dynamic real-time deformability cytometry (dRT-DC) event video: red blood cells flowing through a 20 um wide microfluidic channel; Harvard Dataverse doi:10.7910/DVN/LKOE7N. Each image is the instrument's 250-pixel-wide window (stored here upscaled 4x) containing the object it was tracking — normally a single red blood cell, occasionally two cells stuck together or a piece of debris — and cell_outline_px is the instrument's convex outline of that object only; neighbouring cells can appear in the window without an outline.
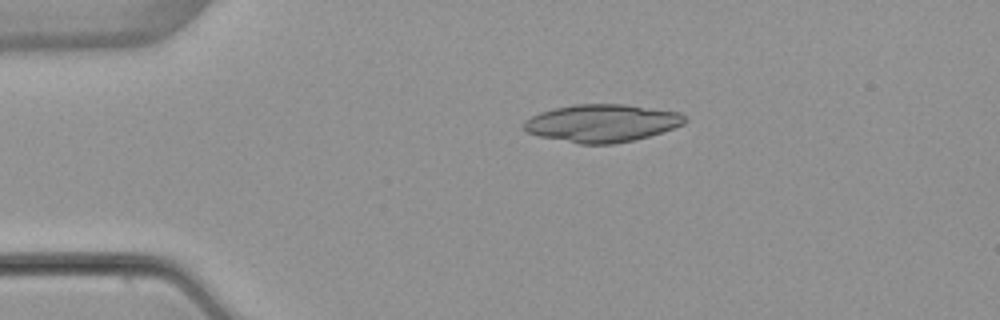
{"species": "common noctule bat (a hibernating species)", "species_latin": "Nyctalus noctula", "temperature_condition": "warm", "stored_images_in_passage": 4, "camera_frame_rate_fps": 3000, "um_per_image_px": 0.085, "animal": {"sex": "female", "body_mass_g": 22.7, "forearm_length_mm": 54.2}, "frame": {"image": 1, "passage_image": 3, "time_ms": 2.667, "image_size_px": [1000, 320], "cell_outline_px": [[688, 120], [684, 124], [648, 136], [616, 144], [580, 144], [540, 136], [528, 132], [520, 128], [524, 120], [540, 112], [556, 108], [576, 104], [624, 104], [680, 112]], "centroid_in_image_um": [51.14, 10.46], "position_along_channel_um": 33.9, "area_um2": 35.26}}